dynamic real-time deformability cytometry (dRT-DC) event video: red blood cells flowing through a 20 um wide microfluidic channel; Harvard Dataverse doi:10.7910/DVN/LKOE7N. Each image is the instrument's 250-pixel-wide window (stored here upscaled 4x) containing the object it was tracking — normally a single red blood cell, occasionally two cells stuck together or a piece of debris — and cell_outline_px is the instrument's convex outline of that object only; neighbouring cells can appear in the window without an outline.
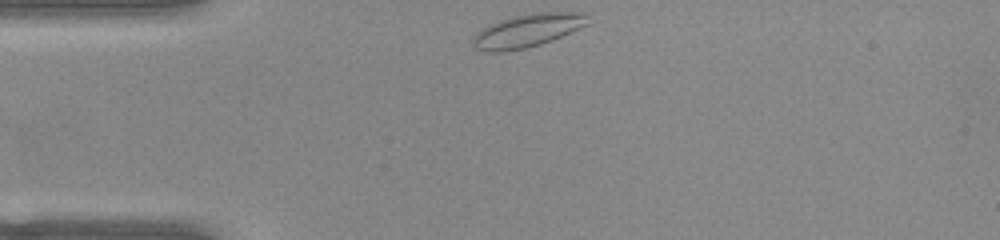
{"species": "common noctule bat (a hibernating species)", "species_latin": "Nyctalus noctula", "temperature_condition": "warm", "stored_images_in_passage": 32, "camera_frame_rate_fps": 3000, "um_per_image_px": 0.085, "animal": {"sex": "female", "body_mass_g": 22.0, "forearm_length_mm": 56.7}, "frame": {"image": 1, "passage_image": 1, "time_ms": 0.0, "image_size_px": [1000, 240], "cell_outline_px": [[588, 24], [552, 40], [540, 44], [524, 48], [500, 52], [488, 52], [476, 48], [472, 44], [472, 40], [476, 32], [480, 28], [500, 20], [512, 16], [532, 12], [588, 12]], "centroid_in_image_um": [44.82, 2.58], "position_along_channel_um": 40.2, "area_um2": 22.31}}
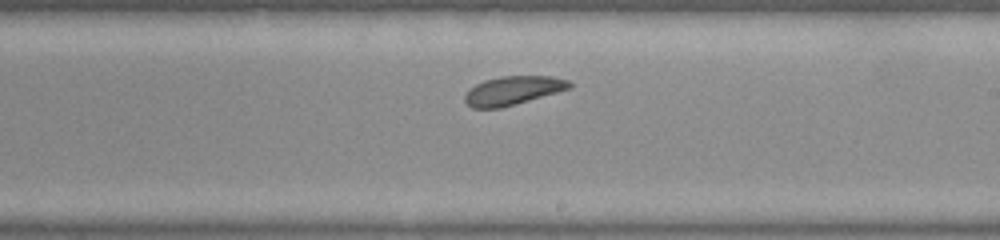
{"frame": {"image": 2, "passage_image": 19, "time_ms": 6.0, "image_size_px": [1000, 240], "cell_outline_px": [[572, 88], [500, 108], [472, 108], [464, 100], [464, 96], [476, 84], [484, 80], [500, 76], [552, 76], [568, 80], [572, 84]], "centroid_in_image_um": [43.62, 7.68], "position_along_channel_um": 245.4, "area_um2": 17.34}}
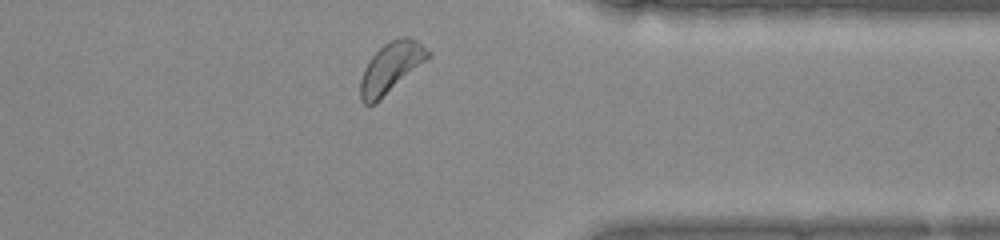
{"frame": {"image": 3, "passage_image": 30, "time_ms": 9.667, "image_size_px": [1000, 240], "cell_outline_px": [[432, 56], [376, 104], [364, 104], [360, 100], [360, 80], [364, 68], [368, 60], [384, 44], [400, 36], [408, 36], [416, 40], [432, 52]], "centroid_in_image_um": [33.25, 5.75], "position_along_channel_um": 378.2, "area_um2": 20.11}, "authors_computed_cell_mechanics": {"area_um2": 18.4093, "velocity_mm_per_s": 3.8539, "shape_relaxation_time_tau1_ms": 1.8446, "shape_relaxation_time_tau2_ms": null, "deformation_change_tau1": 0.0393, "deformation_change_tau2": null}}